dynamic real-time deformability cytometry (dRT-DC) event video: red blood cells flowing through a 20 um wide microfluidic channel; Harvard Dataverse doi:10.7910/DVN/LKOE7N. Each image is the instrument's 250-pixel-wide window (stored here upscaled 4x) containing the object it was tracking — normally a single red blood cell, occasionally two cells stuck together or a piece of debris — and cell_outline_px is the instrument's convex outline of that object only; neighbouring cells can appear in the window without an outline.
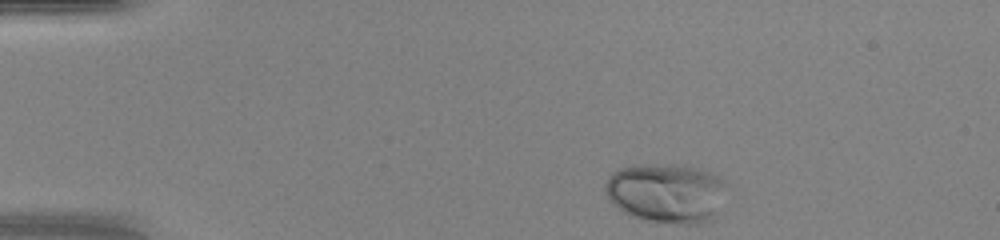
{"species": "human", "species_latin": "Homo sapiens", "temperature_condition": "warm", "stored_images_in_passage": 40, "camera_frame_rate_fps": 3000, "um_per_image_px": 0.085, "donor": {"sex": "female"}, "frame": {"image": 1, "passage_image": 1, "time_ms": 0.0, "image_size_px": [1000, 240], "cell_outline_px": [[728, 184], [716, 212], [712, 220], [700, 224], [684, 224], [640, 220], [624, 212], [612, 204], [608, 200], [604, 188], [604, 184], [608, 176], [612, 172], [620, 168], [640, 164], [684, 164], [712, 172], [720, 176]], "centroid_in_image_um": [56.63, 16.39], "position_along_channel_um": 28.4, "area_um2": 42.95}}
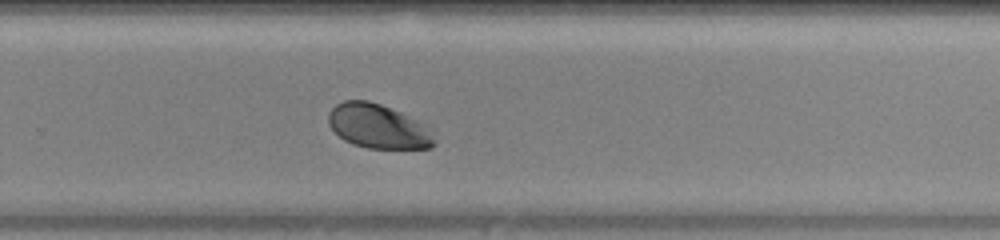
{"frame": {"image": 2, "passage_image": 25, "time_ms": 8.0, "image_size_px": [1000, 240], "cell_outline_px": [[436, 144], [432, 148], [368, 148], [352, 144], [344, 140], [328, 124], [328, 112], [336, 104], [344, 100], [368, 100], [380, 104], [400, 112], [420, 124], [436, 140]], "centroid_in_image_um": [32.06, 10.74], "position_along_channel_um": 297.7, "area_um2": 26.76}}
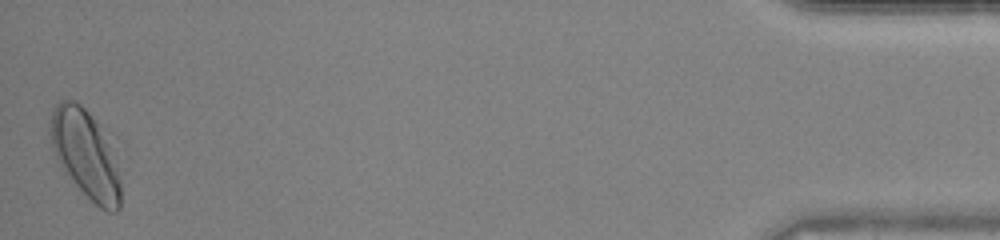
{"frame": {"image": 3, "passage_image": 40, "time_ms": 13.0, "image_size_px": [1000, 240], "cell_outline_px": [[120, 208], [116, 212], [108, 212], [100, 208], [64, 172], [56, 160], [52, 148], [48, 124], [52, 108], [60, 100], [76, 100], [88, 112], [108, 140], [120, 180]], "centroid_in_image_um": [7.21, 13.08], "position_along_channel_um": 428.0, "area_um2": 35.66}, "authors_computed_cell_mechanics": {"area_um2": 30.345, "velocity_mm_per_s": 4.3031, "shape_relaxation_time_tau1_ms": 1.4966, "shape_relaxation_time_tau2_ms": null, "deformation_change_tau1": 0.1304, "deformation_change_tau2": null}}